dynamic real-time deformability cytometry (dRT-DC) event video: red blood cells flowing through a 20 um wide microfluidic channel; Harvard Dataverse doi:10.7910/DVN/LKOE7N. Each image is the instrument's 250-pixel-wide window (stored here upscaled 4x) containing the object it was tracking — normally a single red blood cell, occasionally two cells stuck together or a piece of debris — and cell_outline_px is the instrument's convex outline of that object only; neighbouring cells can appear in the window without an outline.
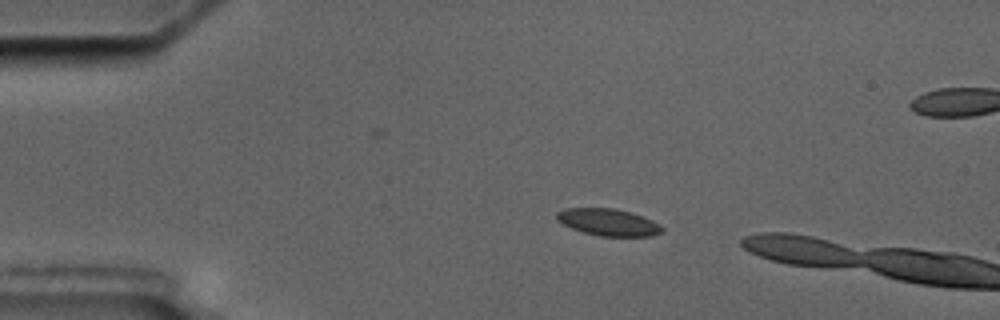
{"species": "common noctule bat (a hibernating species)", "species_latin": "Nyctalus noctula", "temperature_condition": "cold", "stored_images_in_passage": 2, "camera_frame_rate_fps": 3000, "um_per_image_px": 0.085, "animal": {"sex": "male", "body_mass_g": 17.5, "forearm_length_mm": 52.3}, "frame": {"image": 1, "passage_image": 1, "time_ms": 0.0, "image_size_px": [1000, 320], "cell_outline_px": [[664, 228], [660, 232], [652, 236], [600, 236], [584, 232], [572, 228], [556, 220], [556, 212], [564, 208], [616, 208], [644, 216], [660, 224]], "centroid_in_image_um": [51.7, 18.88], "position_along_channel_um": 33.3, "area_um2": 16.59}}